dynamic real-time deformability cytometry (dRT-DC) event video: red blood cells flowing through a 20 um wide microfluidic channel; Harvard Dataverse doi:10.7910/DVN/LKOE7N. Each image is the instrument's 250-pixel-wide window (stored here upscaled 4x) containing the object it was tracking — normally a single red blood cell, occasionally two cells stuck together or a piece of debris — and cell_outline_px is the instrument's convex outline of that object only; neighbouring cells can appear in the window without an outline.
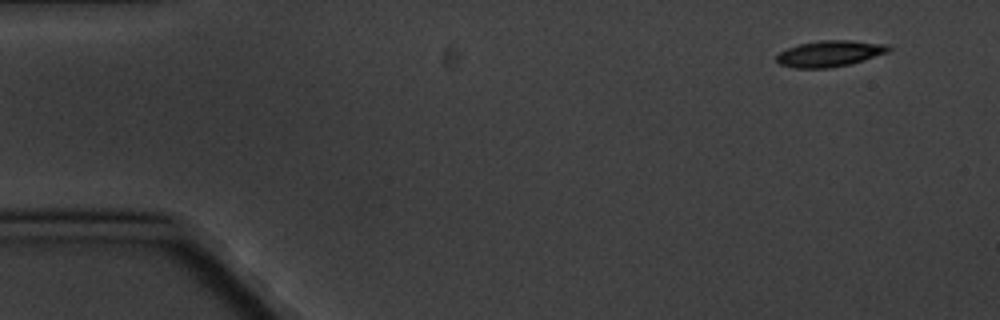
{"species": "common noctule bat (a hibernating species)", "species_latin": "Nyctalus noctula", "temperature_condition": "cold", "stored_images_in_passage": 4, "camera_frame_rate_fps": 3000, "um_per_image_px": 0.085, "animal": {"sex": "male", "body_mass_g": 20.1, "forearm_length_mm": 53.5}, "frame": {"image": 1, "passage_image": 1, "time_ms": 0.0, "image_size_px": [1000, 320], "cell_outline_px": [[892, 48], [888, 52], [848, 64], [828, 68], [796, 68], [780, 64], [776, 60], [776, 56], [780, 52], [788, 48], [800, 44], [820, 40], [852, 40], [888, 44]], "centroid_in_image_um": [70.53, 4.54], "position_along_channel_um": 14.5, "area_um2": 16.88}}
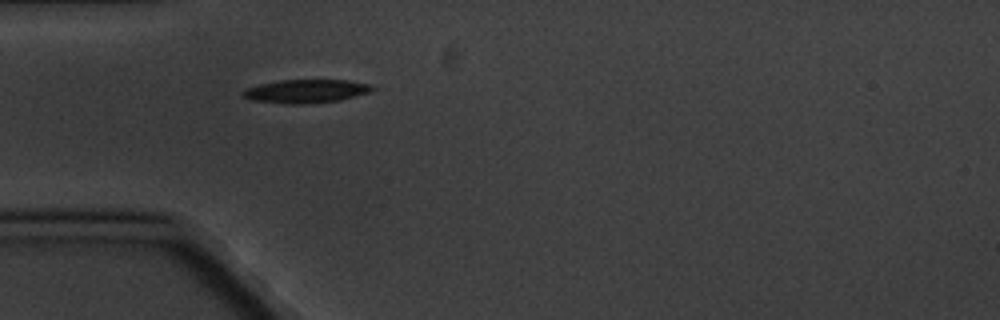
{"frame": {"image": 2, "passage_image": 4, "time_ms": 4.333, "image_size_px": [1000, 320], "cell_outline_px": [[376, 88], [368, 92], [340, 100], [304, 104], [284, 104], [252, 100], [240, 96], [240, 92], [248, 88], [260, 84], [280, 80], [348, 80], [372, 84]], "centroid_in_image_um": [25.99, 7.75], "position_along_channel_um": 59.0, "area_um2": 17.74}}